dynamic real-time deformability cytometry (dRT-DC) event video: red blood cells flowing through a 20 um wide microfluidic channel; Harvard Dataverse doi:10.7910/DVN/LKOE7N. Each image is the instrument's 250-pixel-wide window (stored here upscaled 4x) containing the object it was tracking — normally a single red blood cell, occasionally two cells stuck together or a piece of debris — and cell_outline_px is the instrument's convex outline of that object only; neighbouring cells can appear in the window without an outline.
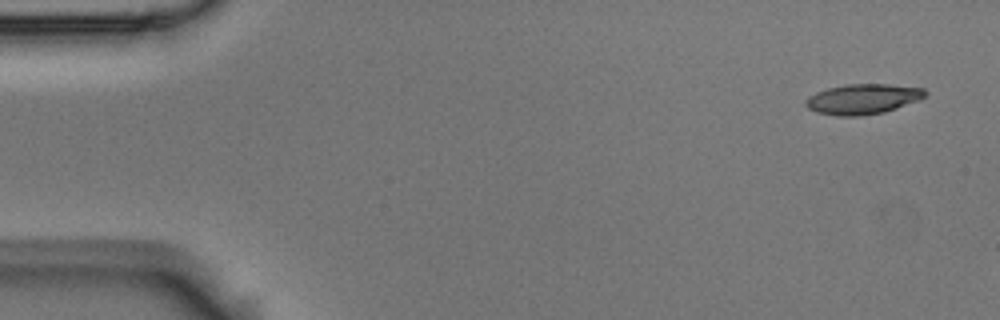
{"species": "Egyptian fruit bat (a non-hibernating species)", "species_latin": "Rousettus aegyptiacus", "temperature_condition": "room temperature", "stored_images_in_passage": 3, "camera_frame_rate_fps": 3000, "um_per_image_px": 0.085, "animal": {"sex": "male"}, "frame": {"image": 1, "passage_image": 1, "time_ms": 0.0, "image_size_px": [1000, 320], "cell_outline_px": [[928, 92], [920, 100], [884, 112], [856, 116], [836, 116], [816, 112], [808, 108], [804, 104], [804, 100], [808, 96], [816, 92], [828, 88], [848, 84], [888, 84], [924, 88]], "centroid_in_image_um": [73.32, 8.42], "position_along_channel_um": 11.7, "area_um2": 21.1}}